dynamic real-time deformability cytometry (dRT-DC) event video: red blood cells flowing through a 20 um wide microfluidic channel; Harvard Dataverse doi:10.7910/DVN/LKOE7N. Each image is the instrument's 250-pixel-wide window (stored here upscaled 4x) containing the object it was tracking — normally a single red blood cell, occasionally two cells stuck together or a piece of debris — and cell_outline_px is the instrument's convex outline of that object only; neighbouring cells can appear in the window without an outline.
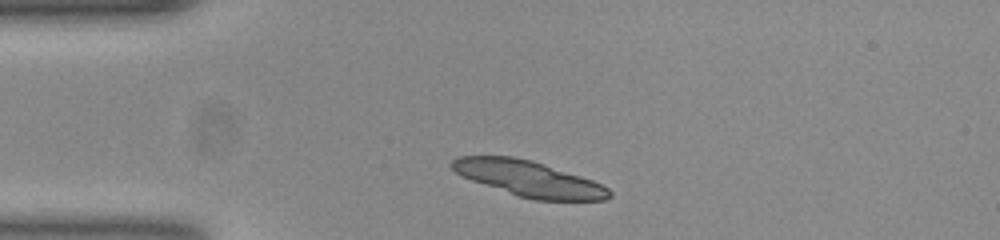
{"species": "common noctule bat (a hibernating species)", "species_latin": "Nyctalus noctula", "temperature_condition": "room temperature", "stored_images_in_passage": 33, "camera_frame_rate_fps": 3000, "um_per_image_px": 0.085, "animal": {"sex": "female", "body_mass_g": 23.0, "forearm_length_mm": 53.4}, "frame": {"image": 1, "passage_image": 1, "time_ms": 0.0, "image_size_px": [1000, 240], "cell_outline_px": [[612, 196], [604, 200], [536, 200], [520, 196], [472, 180], [456, 172], [448, 164], [452, 160], [460, 156], [512, 156], [532, 160], [592, 180], [608, 188], [612, 192]], "centroid_in_image_um": [44.96, 15.18], "position_along_channel_um": 40.0, "area_um2": 32.14}, "authors_computed_cell_mechanics": {"area_um2": 18.1492, "velocity_mm_per_s": 3.8103, "shape_relaxation_time_tau1_ms": 8.8853, "shape_relaxation_time_tau2_ms": null, "deformation_change_tau1": 0.179, "deformation_change_tau2": null}}